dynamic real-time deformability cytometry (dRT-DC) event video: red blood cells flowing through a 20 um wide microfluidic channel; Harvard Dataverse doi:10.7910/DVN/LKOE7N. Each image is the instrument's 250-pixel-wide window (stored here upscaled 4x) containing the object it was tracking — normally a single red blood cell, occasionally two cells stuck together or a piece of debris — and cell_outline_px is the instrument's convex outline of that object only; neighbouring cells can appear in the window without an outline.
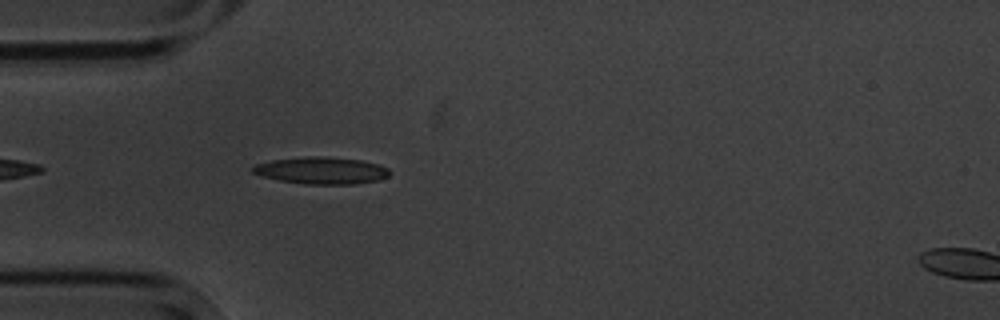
{"species": "common noctule bat (a hibernating species)", "species_latin": "Nyctalus noctula", "temperature_condition": "cold", "stored_images_in_passage": 6, "segment_of_instrument_passage": [1, 2], "camera_frame_rate_fps": 3000, "um_per_image_px": 0.085, "animal": {"sex": "male", "body_mass_g": 20.1, "forearm_length_mm": 53.5}, "frame": {"image": 1, "passage_image": 5, "time_ms": 4.667, "image_size_px": [1000, 320], "cell_outline_px": [[392, 172], [388, 176], [376, 180], [352, 184], [308, 184], [280, 180], [260, 176], [252, 172], [252, 168], [256, 164], [272, 160], [304, 156], [324, 156], [360, 160], [380, 164], [388, 168]], "centroid_in_image_um": [27.33, 14.48], "position_along_channel_um": 57.7, "area_um2": 21.5}}